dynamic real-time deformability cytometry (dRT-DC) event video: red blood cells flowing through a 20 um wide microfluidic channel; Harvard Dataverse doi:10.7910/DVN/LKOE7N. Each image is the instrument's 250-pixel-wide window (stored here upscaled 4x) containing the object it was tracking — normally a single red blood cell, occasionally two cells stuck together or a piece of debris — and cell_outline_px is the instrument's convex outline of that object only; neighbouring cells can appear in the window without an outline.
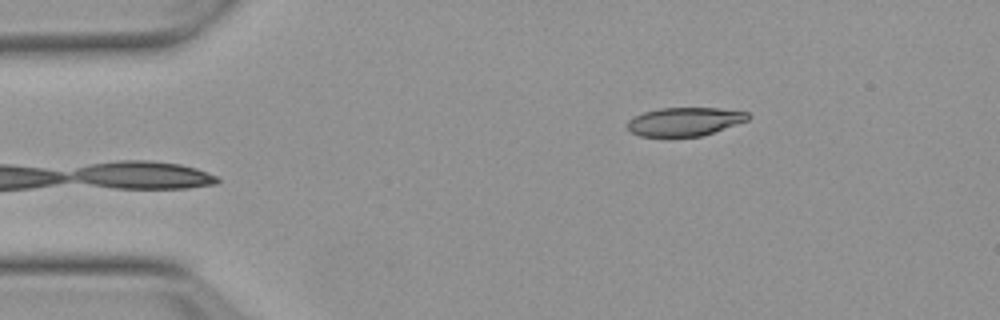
{"species": "Egyptian fruit bat (a non-hibernating species)", "species_latin": "Rousettus aegyptiacus", "temperature_condition": "warm", "stored_images_in_passage": 45, "camera_frame_rate_fps": 3000, "um_per_image_px": 0.085, "animal": {"sex": "female"}, "frame": {"image": 1, "passage_image": 1, "time_ms": 0.0, "image_size_px": [1000, 320], "cell_outline_px": [[752, 116], [748, 120], [700, 136], [640, 136], [632, 132], [628, 128], [628, 120], [644, 112], [660, 108], [720, 108], [748, 112]], "centroid_in_image_um": [58.22, 10.32], "position_along_channel_um": 26.8, "area_um2": 19.77}}
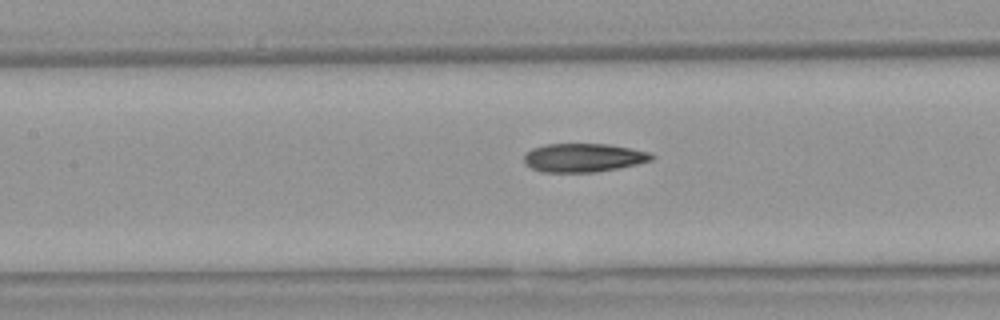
{"frame": {"image": 2, "passage_image": 16, "time_ms": 5.0, "image_size_px": [1000, 320], "cell_outline_px": [[656, 156], [652, 160], [636, 164], [596, 172], [540, 172], [524, 164], [524, 156], [532, 148], [544, 144], [608, 144], [632, 148], [648, 152]], "centroid_in_image_um": [49.58, 13.4], "position_along_channel_um": 157.8, "area_um2": 21.27}}
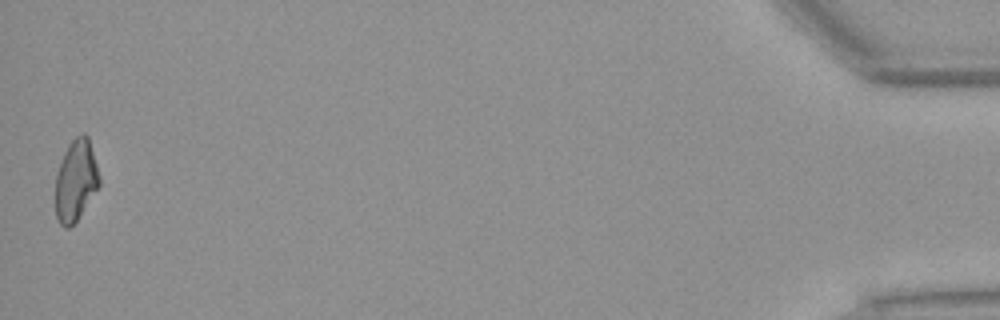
{"frame": {"image": 3, "passage_image": 45, "time_ms": 14.667, "image_size_px": [1000, 320], "cell_outline_px": [[100, 184], [76, 220], [68, 228], [64, 228], [60, 224], [56, 216], [56, 176], [64, 152], [68, 144], [80, 132], [84, 132], [88, 136], [100, 176]], "centroid_in_image_um": [6.44, 15.3], "position_along_channel_um": 428.8, "area_um2": 20.52}, "authors_computed_cell_mechanics": {"area_um2": 21.386, "velocity_mm_per_s": 3.8186, "shape_relaxation_time_tau1_ms": null, "shape_relaxation_time_tau2_ms": 3.3626, "deformation_change_tau1": null, "deformation_change_tau2": 0.1084}}